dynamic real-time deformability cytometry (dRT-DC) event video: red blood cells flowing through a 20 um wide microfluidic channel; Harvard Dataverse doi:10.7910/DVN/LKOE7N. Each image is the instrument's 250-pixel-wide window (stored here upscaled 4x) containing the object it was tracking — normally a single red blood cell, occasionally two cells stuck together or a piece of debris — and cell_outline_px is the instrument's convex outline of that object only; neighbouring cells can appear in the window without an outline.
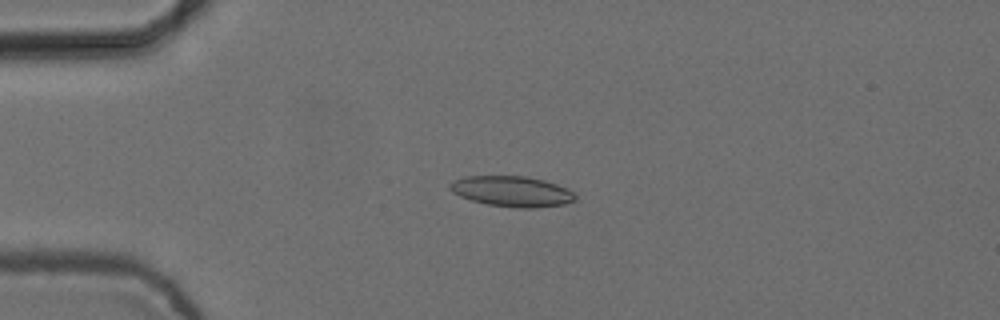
{"species": "common noctule bat (a hibernating species)", "species_latin": "Nyctalus noctula", "temperature_condition": "cold", "stored_images_in_passage": 6, "camera_frame_rate_fps": 3000, "um_per_image_px": 0.085, "animal": {"sex": "female", "body_mass_g": 24.6, "forearm_length_mm": 56.2}, "frame": {"image": 1, "passage_image": 4, "time_ms": 1.0, "image_size_px": [1000, 320], "cell_outline_px": [[576, 200], [564, 204], [536, 208], [520, 208], [488, 204], [472, 200], [460, 196], [452, 192], [448, 188], [448, 184], [452, 180], [464, 176], [528, 176], [544, 180], [568, 188], [576, 196]], "centroid_in_image_um": [43.5, 16.26], "position_along_channel_um": 41.5, "area_um2": 22.43}}
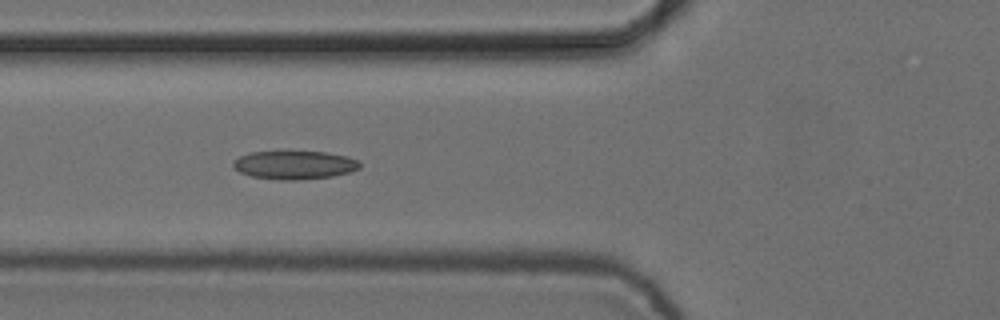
{"frame": {"image": 2, "passage_image": 6, "time_ms": 1.667, "image_size_px": [1000, 320], "cell_outline_px": [[360, 168], [348, 172], [332, 176], [300, 180], [280, 180], [252, 176], [240, 172], [232, 164], [232, 160], [248, 152], [324, 152], [348, 156], [356, 160], [360, 164]], "centroid_in_image_um": [25.01, 14.02], "position_along_channel_um": 100.8, "area_um2": 20.81}}